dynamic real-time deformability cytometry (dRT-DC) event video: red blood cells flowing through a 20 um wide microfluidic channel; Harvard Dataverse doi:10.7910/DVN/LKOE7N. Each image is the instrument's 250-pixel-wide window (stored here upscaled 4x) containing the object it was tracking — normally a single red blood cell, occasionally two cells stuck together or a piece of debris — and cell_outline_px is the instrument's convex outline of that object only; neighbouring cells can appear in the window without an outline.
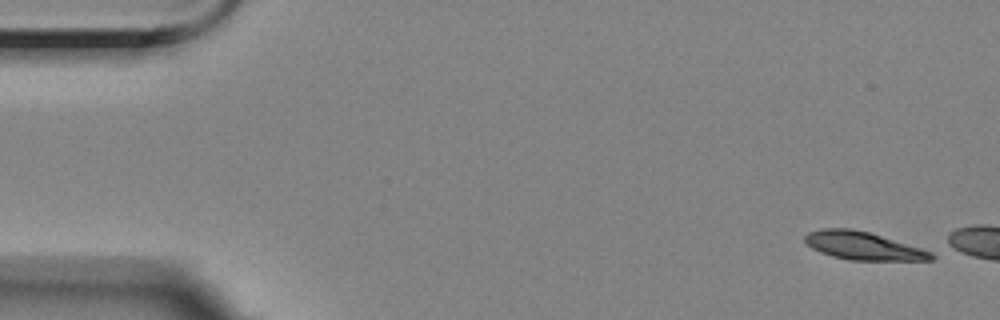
{"species": "Egyptian fruit bat (a non-hibernating species)", "species_latin": "Rousettus aegyptiacus", "temperature_condition": "room temperature", "stored_images_in_passage": 5, "camera_frame_rate_fps": 3000, "um_per_image_px": 0.085, "animal": {"sex": "female"}, "frame": {"image": 1, "passage_image": 1, "time_ms": 0.0, "image_size_px": [1000, 320], "cell_outline_px": [[936, 256], [932, 260], [848, 260], [832, 256], [820, 252], [812, 248], [804, 240], [804, 236], [808, 232], [820, 228], [852, 228], [868, 232], [920, 248], [932, 252]], "centroid_in_image_um": [73.32, 20.89], "position_along_channel_um": 11.7, "area_um2": 20.46}}